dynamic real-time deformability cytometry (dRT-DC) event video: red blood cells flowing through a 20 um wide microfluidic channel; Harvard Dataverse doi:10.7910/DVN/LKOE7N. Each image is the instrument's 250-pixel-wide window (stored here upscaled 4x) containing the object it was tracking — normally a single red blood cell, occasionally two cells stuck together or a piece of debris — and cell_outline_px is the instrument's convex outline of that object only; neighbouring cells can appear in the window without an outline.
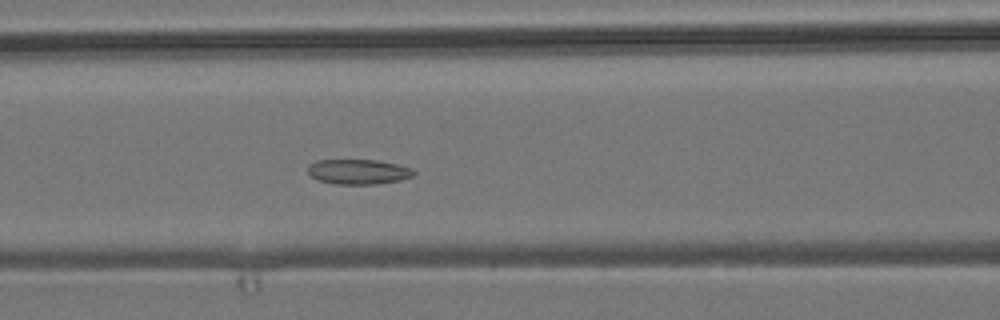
{"species": "common noctule bat (a hibernating species)", "species_latin": "Nyctalus noctula", "temperature_condition": "room temperature", "stored_images_in_passage": 45, "camera_frame_rate_fps": 3000, "um_per_image_px": 0.085, "animal": {"sex": "male", "body_mass_g": 19.2, "forearm_length_mm": 51.8}, "frame": {"image": 1, "passage_image": 14, "time_ms": 4.333, "image_size_px": [1000, 320], "cell_outline_px": [[416, 172], [412, 176], [400, 180], [376, 184], [336, 184], [320, 180], [312, 176], [308, 172], [308, 164], [316, 160], [376, 160], [396, 164], [412, 168]], "centroid_in_image_um": [30.46, 14.59], "position_along_channel_um": 136.1, "area_um2": 15.32}}
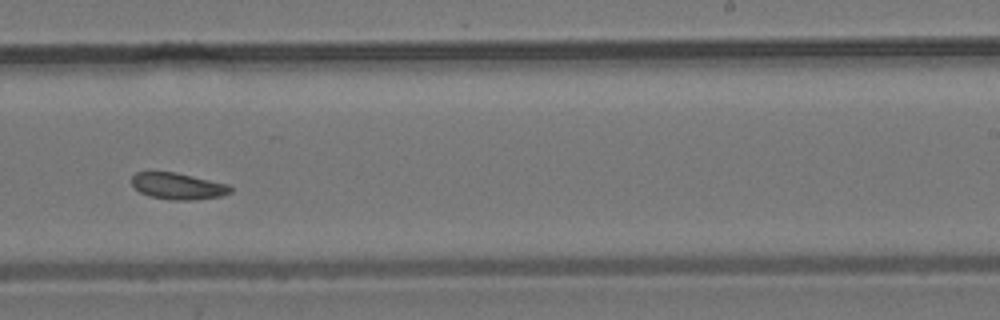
{"frame": {"image": 2, "passage_image": 25, "time_ms": 8.0, "image_size_px": [1000, 320], "cell_outline_px": [[232, 192], [224, 196], [192, 200], [172, 200], [148, 196], [140, 192], [132, 184], [132, 176], [136, 172], [176, 172], [228, 184], [232, 188]], "centroid_in_image_um": [15.15, 15.83], "position_along_channel_um": 273.8, "area_um2": 15.32}}
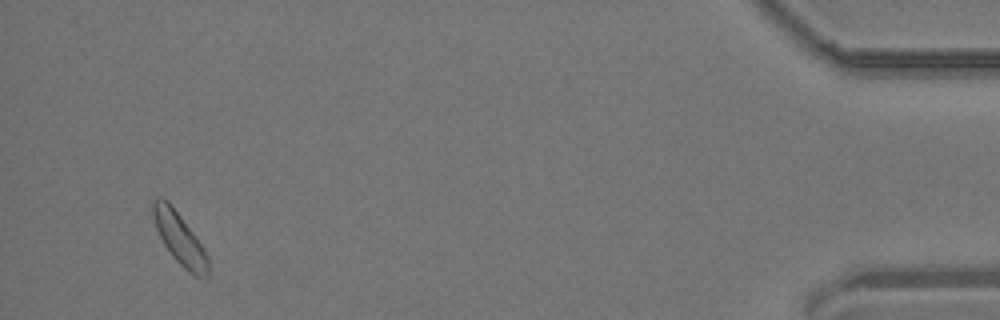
{"frame": {"image": 3, "passage_image": 43, "time_ms": 14.0, "image_size_px": [1000, 320], "cell_outline_px": [[208, 276], [204, 280], [188, 272], [172, 256], [164, 244], [156, 228], [152, 216], [152, 200], [168, 200], [192, 232], [208, 256]], "centroid_in_image_um": [15.27, 20.33], "position_along_channel_um": 419.9, "area_um2": 16.18}, "authors_computed_cell_mechanics": {"area_um2": 15.7794, "velocity_mm_per_s": 3.7732, "shape_relaxation_time_tau1_ms": null, "shape_relaxation_time_tau2_ms": 3.074, "deformation_change_tau1": null, "deformation_change_tau2": 0.0799}}